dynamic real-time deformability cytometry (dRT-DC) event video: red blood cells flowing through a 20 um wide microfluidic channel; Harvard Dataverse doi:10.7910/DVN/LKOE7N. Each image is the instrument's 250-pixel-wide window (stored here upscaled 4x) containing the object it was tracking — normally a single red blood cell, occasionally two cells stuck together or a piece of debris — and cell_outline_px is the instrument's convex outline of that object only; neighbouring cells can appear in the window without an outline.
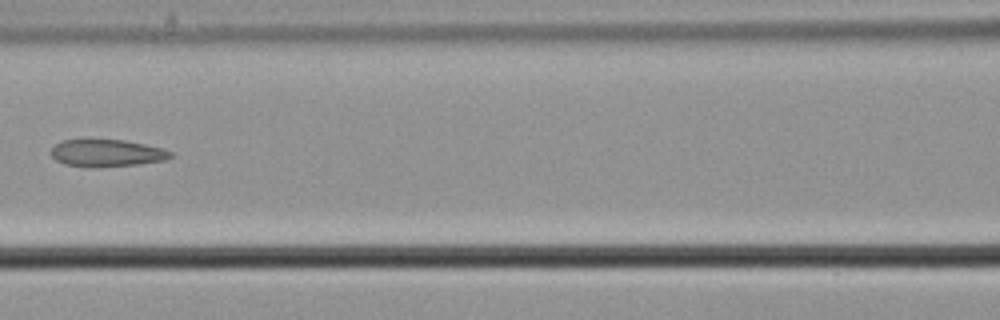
{"species": "common noctule bat (a hibernating species)", "species_latin": "Nyctalus noctula", "temperature_condition": "cold", "stored_images_in_passage": 7, "camera_frame_rate_fps": 3000, "um_per_image_px": 0.085, "animal": {"sex": "male", "body_mass_g": 21.5, "forearm_length_mm": 52.0}, "frame": {"image": 1, "passage_image": 7, "time_ms": 2.0, "image_size_px": [1000, 320], "cell_outline_px": [[172, 156], [164, 160], [136, 164], [64, 164], [56, 160], [52, 156], [52, 148], [56, 144], [64, 140], [124, 140], [144, 144], [160, 148], [172, 152]], "centroid_in_image_um": [9.1, 12.96], "position_along_channel_um": 157.5, "area_um2": 17.63}}